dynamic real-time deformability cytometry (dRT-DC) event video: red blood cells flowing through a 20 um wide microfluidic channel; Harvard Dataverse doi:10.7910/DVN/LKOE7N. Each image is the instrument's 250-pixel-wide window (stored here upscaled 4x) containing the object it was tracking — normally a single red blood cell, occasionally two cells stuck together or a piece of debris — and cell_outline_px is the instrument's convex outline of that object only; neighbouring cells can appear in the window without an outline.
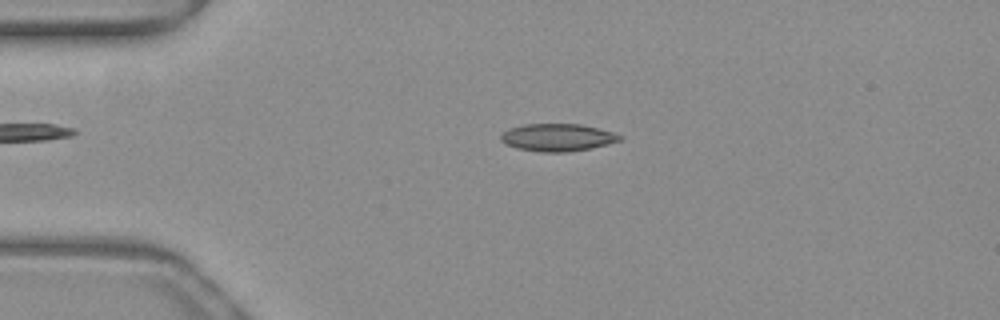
{"species": "common noctule bat (a hibernating species)", "species_latin": "Nyctalus noctula", "temperature_condition": "warm", "stored_images_in_passage": 46, "camera_frame_rate_fps": 3000, "um_per_image_px": 0.085, "animal": {"sex": "female", "body_mass_g": 19.3, "forearm_length_mm": 54.1}, "frame": {"image": 1, "passage_image": 11, "time_ms": 3.333, "image_size_px": [1000, 320], "cell_outline_px": [[624, 136], [620, 140], [608, 144], [592, 148], [564, 152], [540, 152], [516, 148], [504, 144], [500, 140], [500, 136], [504, 132], [512, 128], [524, 124], [580, 124], [600, 128]], "centroid_in_image_um": [47.4, 11.68], "position_along_channel_um": 37.6, "area_um2": 19.07}}
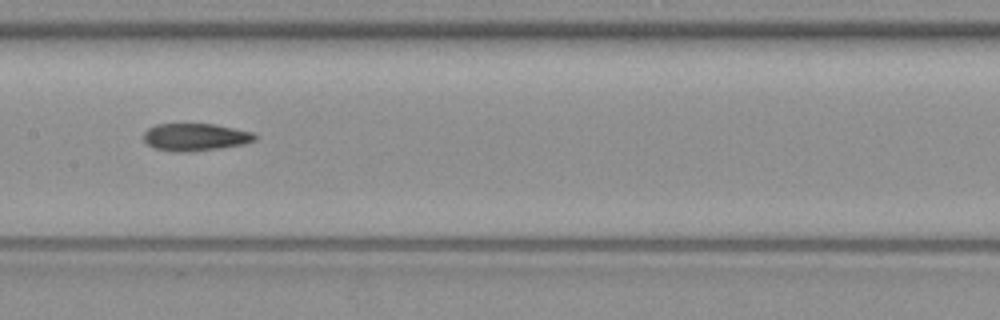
{"frame": {"image": 2, "passage_image": 25, "time_ms": 8.0, "image_size_px": [1000, 320], "cell_outline_px": [[256, 140], [244, 144], [220, 148], [192, 152], [172, 152], [152, 148], [144, 140], [144, 132], [148, 128], [156, 124], [216, 124], [252, 132], [256, 136]], "centroid_in_image_um": [16.58, 11.66], "position_along_channel_um": 190.8, "area_um2": 17.98}}
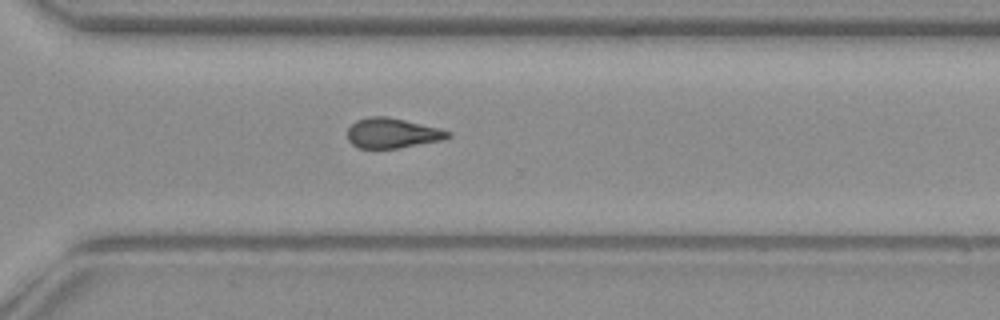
{"frame": {"image": 3, "passage_image": 36, "time_ms": 11.667, "image_size_px": [1000, 320], "cell_outline_px": [[452, 136], [444, 140], [396, 148], [360, 148], [352, 144], [348, 140], [348, 128], [356, 120], [368, 116], [388, 116], [440, 128], [452, 132]], "centroid_in_image_um": [33.37, 11.3], "position_along_channel_um": 337.2, "area_um2": 17.69}, "authors_computed_cell_mechanics": {"area_um2": 18.2648, "velocity_mm_per_s": 4.0, "shape_relaxation_time_tau1_ms": null, "shape_relaxation_time_tau2_ms": 10.6068, "deformation_change_tau1": null, "deformation_change_tau2": 0.2016}}